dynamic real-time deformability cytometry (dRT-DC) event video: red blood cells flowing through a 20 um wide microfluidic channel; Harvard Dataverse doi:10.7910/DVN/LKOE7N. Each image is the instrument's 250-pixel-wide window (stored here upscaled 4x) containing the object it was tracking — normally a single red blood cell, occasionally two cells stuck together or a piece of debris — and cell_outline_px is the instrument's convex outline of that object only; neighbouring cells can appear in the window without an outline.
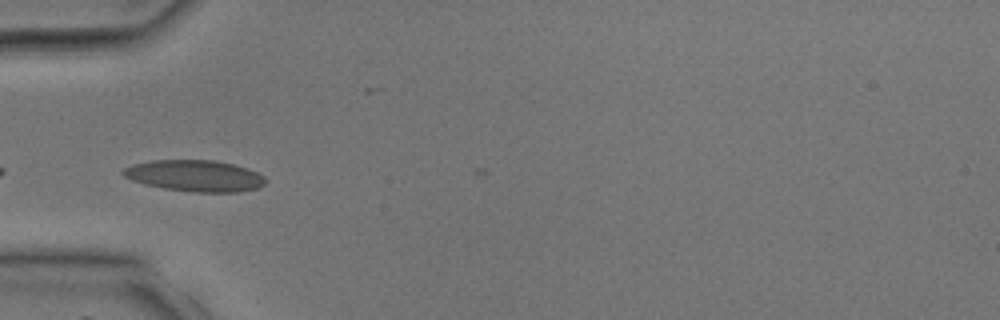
{"species": "common noctule bat (a hibernating species)", "species_latin": "Nyctalus noctula", "temperature_condition": "room temperature", "stored_images_in_passage": 11, "camera_frame_rate_fps": 3000, "um_per_image_px": 0.085, "animal": {"sex": "male", "body_mass_g": 17.9, "forearm_length_mm": 54.2}, "frame": {"image": 1, "passage_image": 4, "time_ms": 1.0, "image_size_px": [1000, 320], "cell_outline_px": [[268, 180], [264, 184], [256, 188], [236, 192], [192, 192], [164, 188], [144, 184], [132, 180], [124, 176], [120, 172], [124, 168], [132, 164], [152, 160], [212, 160], [232, 164], [248, 168], [264, 176]], "centroid_in_image_um": [16.55, 14.94], "position_along_channel_um": 68.5, "area_um2": 26.01}}
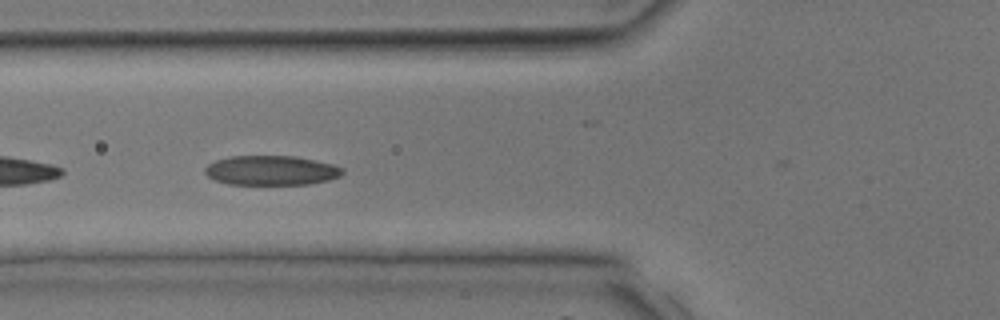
{"frame": {"image": 2, "passage_image": 6, "time_ms": 1.667, "image_size_px": [1000, 320], "cell_outline_px": [[344, 172], [340, 176], [328, 180], [308, 184], [228, 184], [216, 180], [208, 176], [204, 172], [204, 168], [208, 164], [216, 160], [232, 156], [296, 156], [332, 164], [344, 168]], "centroid_in_image_um": [23.06, 14.48], "position_along_channel_um": 102.7, "area_um2": 23.64}}